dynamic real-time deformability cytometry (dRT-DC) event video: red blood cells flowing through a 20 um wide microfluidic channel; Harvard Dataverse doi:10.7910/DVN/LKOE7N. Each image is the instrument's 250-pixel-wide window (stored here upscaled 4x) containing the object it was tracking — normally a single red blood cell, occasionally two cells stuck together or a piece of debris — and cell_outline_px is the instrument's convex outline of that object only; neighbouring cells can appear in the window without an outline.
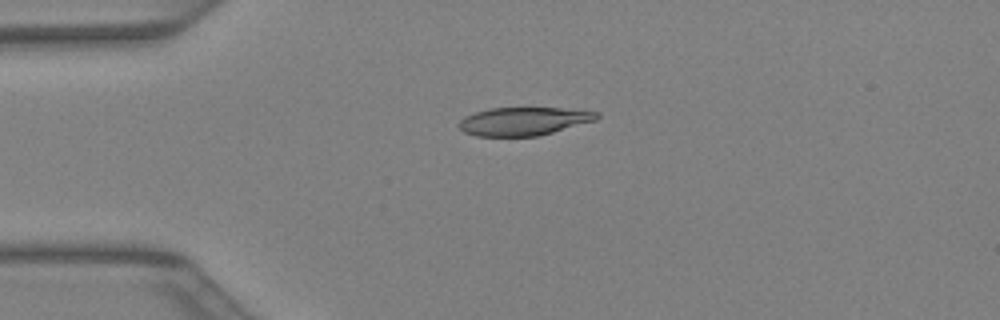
{"species": "Egyptian fruit bat (a non-hibernating species)", "species_latin": "Rousettus aegyptiacus", "temperature_condition": "warm", "stored_images_in_passage": 32, "camera_frame_rate_fps": 3000, "um_per_image_px": 0.085, "animal": {"sex": "female"}, "frame": {"image": 1, "passage_image": 1, "time_ms": 0.0, "image_size_px": [1000, 320], "cell_outline_px": [[600, 116], [596, 120], [540, 136], [476, 136], [464, 132], [460, 128], [460, 120], [464, 116], [488, 108], [560, 108], [600, 112]], "centroid_in_image_um": [44.53, 10.31], "position_along_channel_um": 40.5, "area_um2": 22.66}}
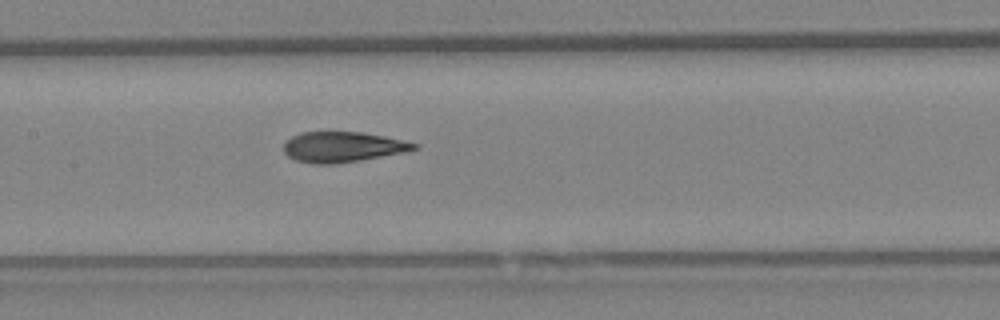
{"frame": {"image": 2, "passage_image": 11, "time_ms": 3.333, "image_size_px": [1000, 320], "cell_outline_px": [[420, 148], [404, 152], [360, 160], [336, 164], [312, 164], [296, 160], [288, 156], [284, 152], [284, 144], [292, 136], [300, 132], [364, 132], [384, 136], [420, 144]], "centroid_in_image_um": [29.14, 12.49], "position_along_channel_um": 178.3, "area_um2": 23.12}}
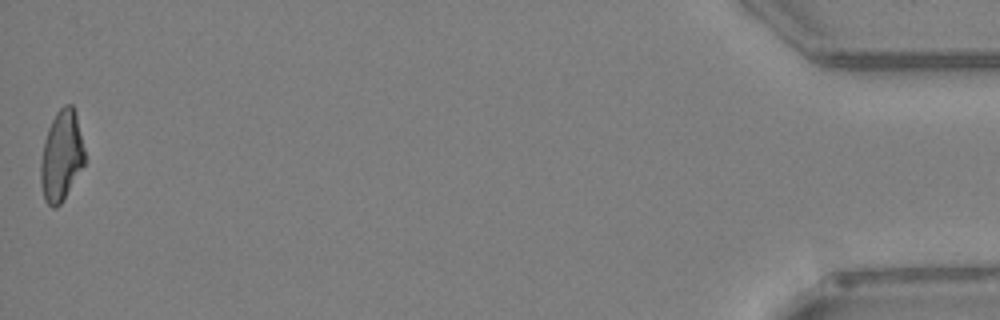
{"frame": {"image": 3, "passage_image": 32, "time_ms": 10.333, "image_size_px": [1000, 320], "cell_outline_px": [[88, 160], [60, 204], [56, 208], [52, 208], [44, 200], [40, 184], [40, 164], [44, 140], [48, 128], [56, 112], [64, 104], [72, 104], [76, 112]], "centroid_in_image_um": [5.24, 13.24], "position_along_channel_um": 430.0, "area_um2": 23.76}}